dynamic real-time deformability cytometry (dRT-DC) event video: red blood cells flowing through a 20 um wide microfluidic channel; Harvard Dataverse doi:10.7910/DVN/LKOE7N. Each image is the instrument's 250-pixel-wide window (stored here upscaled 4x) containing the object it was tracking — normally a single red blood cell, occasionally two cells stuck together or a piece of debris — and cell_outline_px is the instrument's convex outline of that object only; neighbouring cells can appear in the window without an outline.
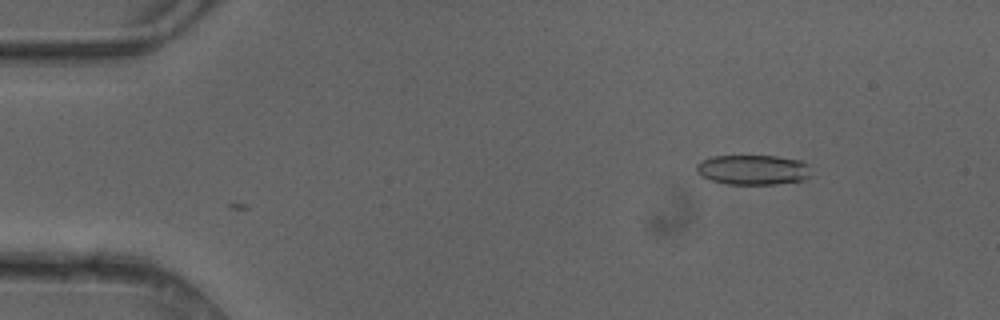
{"species": "common noctule bat (a hibernating species)", "species_latin": "Nyctalus noctula", "temperature_condition": "cold", "stored_images_in_passage": 2, "camera_frame_rate_fps": 3000, "um_per_image_px": 0.085, "animal": {"sex": "female"}, "frame": {"image": 1, "passage_image": 2, "time_ms": 0.333, "image_size_px": [1000, 320], "cell_outline_px": [[808, 176], [800, 180], [776, 184], [728, 184], [712, 180], [700, 176], [696, 172], [696, 164], [700, 160], [712, 156], [776, 156], [800, 160], [808, 164]], "centroid_in_image_um": [63.93, 14.42], "position_along_channel_um": 21.1, "area_um2": 19.88}}